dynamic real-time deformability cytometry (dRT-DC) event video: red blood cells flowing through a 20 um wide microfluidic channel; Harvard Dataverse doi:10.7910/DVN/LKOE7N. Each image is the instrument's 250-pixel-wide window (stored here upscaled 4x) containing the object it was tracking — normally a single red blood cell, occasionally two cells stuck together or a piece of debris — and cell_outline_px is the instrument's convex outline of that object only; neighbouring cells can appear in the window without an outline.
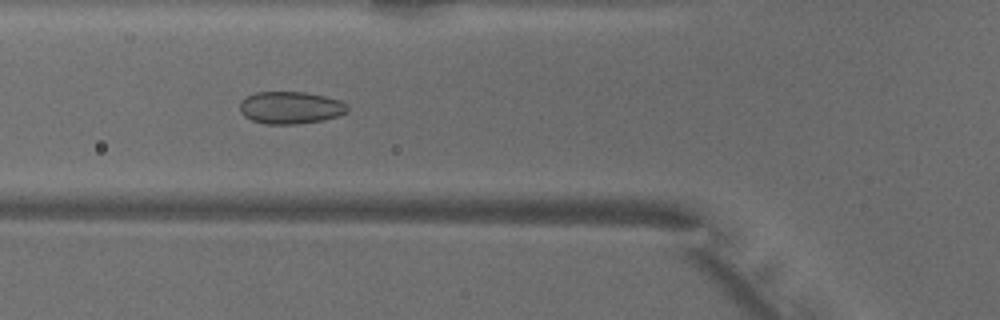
{"species": "common noctule bat (a hibernating species)", "species_latin": "Nyctalus noctula", "temperature_condition": "warm", "stored_images_in_passage": 50, "camera_frame_rate_fps": 3000, "um_per_image_px": 0.085, "animal": {"sex": "male", "body_mass_g": 18.8}, "frame": {"image": 1, "passage_image": 17, "time_ms": 5.333, "image_size_px": [1000, 320], "cell_outline_px": [[348, 112], [340, 116], [324, 120], [296, 124], [268, 124], [252, 120], [244, 116], [240, 112], [240, 100], [256, 92], [304, 92], [324, 96], [340, 100], [348, 104]], "centroid_in_image_um": [24.72, 9.15], "position_along_channel_um": 101.1, "area_um2": 20.4}}
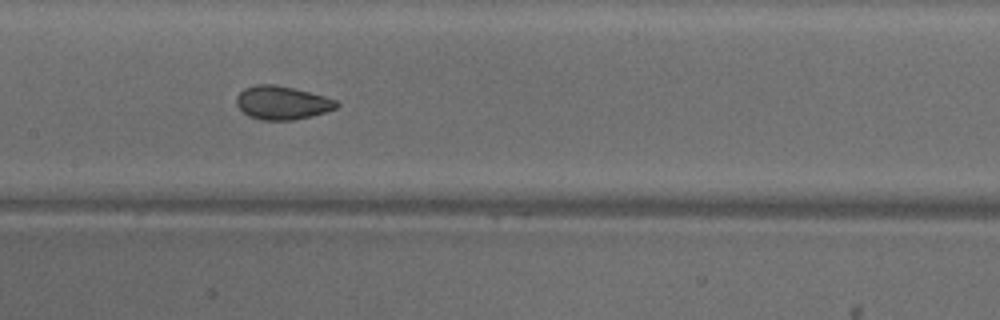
{"frame": {"image": 2, "passage_image": 23, "time_ms": 7.333, "image_size_px": [1000, 320], "cell_outline_px": [[340, 104], [336, 108], [324, 112], [292, 120], [264, 120], [248, 116], [236, 104], [236, 96], [244, 88], [256, 84], [276, 84], [324, 96], [336, 100]], "centroid_in_image_um": [23.95, 8.72], "position_along_channel_um": 183.5, "area_um2": 19.31}}
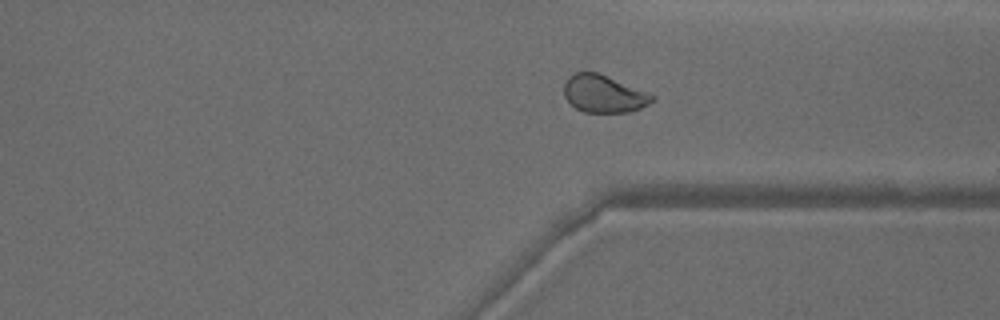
{"frame": {"image": 3, "passage_image": 36, "time_ms": 11.667, "image_size_px": [1000, 320], "cell_outline_px": [[656, 100], [640, 108], [628, 112], [584, 112], [576, 108], [564, 96], [564, 84], [568, 76], [576, 72], [596, 72], [652, 92], [656, 96]], "centroid_in_image_um": [51.37, 7.96], "position_along_channel_um": 360.0, "area_um2": 19.48}, "authors_computed_cell_mechanics": {"area_um2": 20.7502, "velocity_mm_per_s": 4.0865, "shape_relaxation_time_tau1_ms": null, "shape_relaxation_time_tau2_ms": 0.9172, "deformation_change_tau1": null, "deformation_change_tau2": 0.0461}}